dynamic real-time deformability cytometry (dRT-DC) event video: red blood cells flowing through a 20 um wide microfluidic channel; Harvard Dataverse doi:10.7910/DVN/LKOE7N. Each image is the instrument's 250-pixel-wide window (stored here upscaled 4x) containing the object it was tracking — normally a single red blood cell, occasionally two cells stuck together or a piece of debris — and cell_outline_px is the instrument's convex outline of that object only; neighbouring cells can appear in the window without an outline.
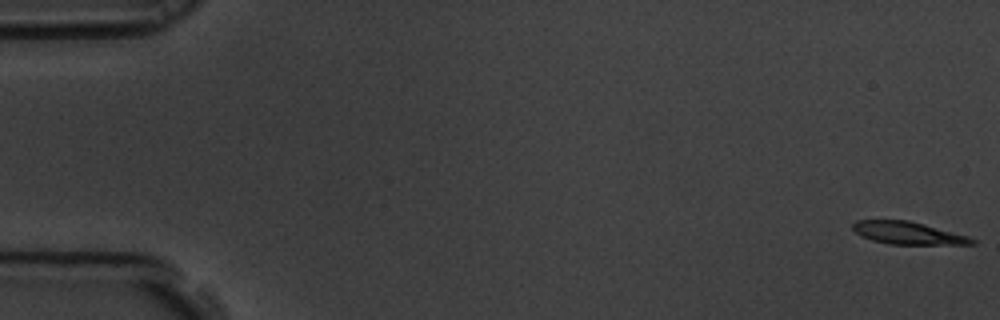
{"species": "common noctule bat (a hibernating species)", "species_latin": "Nyctalus noctula", "temperature_condition": "room temperature", "stored_images_in_passage": 59, "camera_frame_rate_fps": 3000, "um_per_image_px": 0.085, "animal": {"sex": "male", "body_mass_g": 19.5, "forearm_length_mm": 54.6}, "frame": {"image": 1, "passage_image": 1, "time_ms": 0.0, "image_size_px": [1000, 320], "cell_outline_px": [[976, 244], [888, 244], [872, 240], [860, 236], [852, 228], [852, 224], [856, 220], [908, 220], [924, 224], [968, 236], [976, 240]], "centroid_in_image_um": [77.15, 19.8], "position_along_channel_um": 7.9, "area_um2": 15.55}}
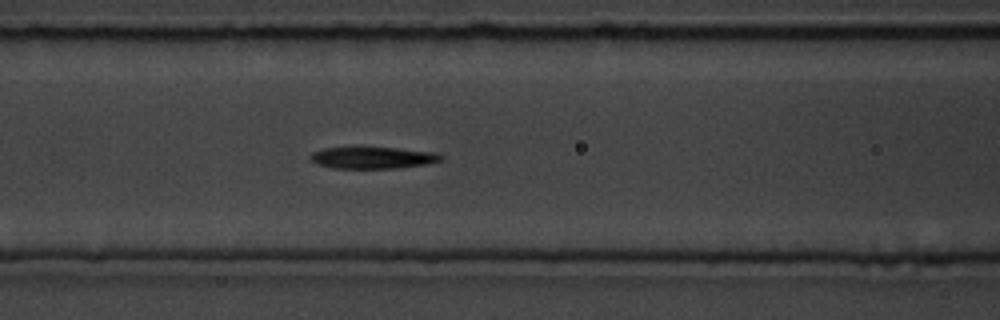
{"frame": {"image": 2, "passage_image": 25, "time_ms": 8.0, "image_size_px": [1000, 320], "cell_outline_px": [[444, 156], [440, 160], [428, 164], [396, 168], [332, 168], [320, 164], [312, 160], [308, 156], [312, 152], [324, 148], [396, 148], [436, 152]], "centroid_in_image_um": [31.71, 13.41], "position_along_channel_um": 134.9, "area_um2": 16.3}}
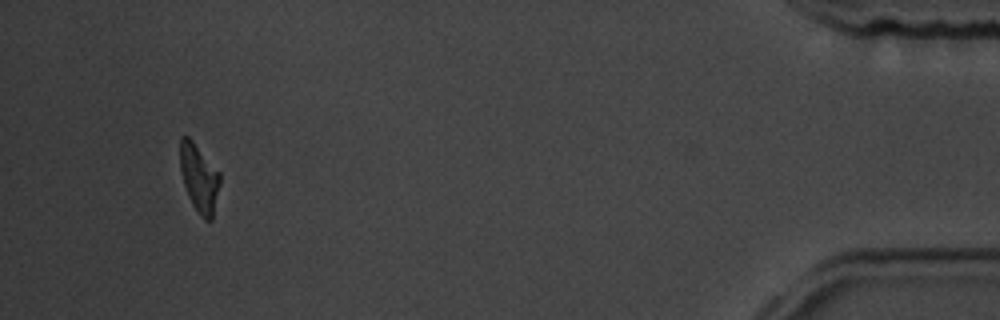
{"frame": {"image": 3, "passage_image": 56, "time_ms": 18.333, "image_size_px": [1000, 320], "cell_outline_px": [[220, 184], [212, 220], [204, 220], [200, 216], [192, 204], [188, 196], [184, 184], [180, 168], [180, 136], [188, 136], [192, 140], [220, 172]], "centroid_in_image_um": [16.93, 15.14], "position_along_channel_um": 418.3, "area_um2": 15.78}, "authors_computed_cell_mechanics": {"area_um2": 16.762, "velocity_mm_per_s": 3.4523, "shape_relaxation_time_tau1_ms": 3.9984, "shape_relaxation_time_tau2_ms": 3.8045, "deformation_change_tau1": 0.1649, "deformation_change_tau2": 0.1099}}